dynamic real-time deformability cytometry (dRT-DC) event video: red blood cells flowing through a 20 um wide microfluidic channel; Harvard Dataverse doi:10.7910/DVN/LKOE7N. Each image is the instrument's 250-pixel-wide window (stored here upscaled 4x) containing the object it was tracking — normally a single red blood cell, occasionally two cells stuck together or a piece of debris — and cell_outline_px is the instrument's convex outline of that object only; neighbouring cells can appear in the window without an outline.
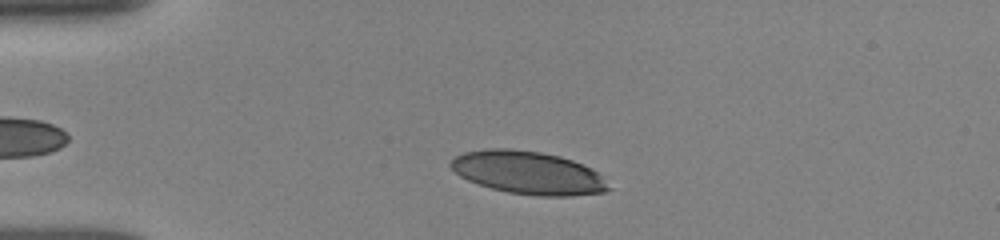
{"species": "human", "species_latin": "Homo sapiens", "temperature_condition": "room temperature", "stored_images_in_passage": 40, "camera_frame_rate_fps": 3000, "um_per_image_px": 0.085, "donor": {"sex": "female"}, "frame": {"image": 1, "passage_image": 8, "time_ms": 2.0, "image_size_px": [1000, 240], "cell_outline_px": [[612, 188], [604, 192], [572, 196], [536, 196], [508, 192], [492, 188], [468, 180], [460, 176], [448, 164], [456, 156], [464, 152], [488, 148], [508, 148], [540, 152], [560, 156], [572, 160], [592, 168]], "centroid_in_image_um": [44.9, 14.68], "position_along_channel_um": 40.1, "area_um2": 39.36}}
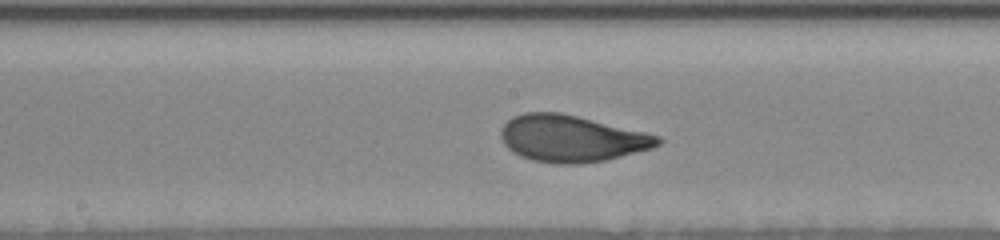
{"frame": {"image": 2, "passage_image": 26, "time_ms": 7.0, "image_size_px": [1000, 240], "cell_outline_px": [[664, 140], [660, 144], [652, 148], [608, 160], [580, 164], [560, 164], [532, 160], [520, 156], [508, 148], [504, 144], [500, 136], [500, 132], [504, 124], [512, 116], [524, 112], [560, 112], [644, 132], [660, 136]], "centroid_in_image_um": [48.57, 11.78], "position_along_channel_um": 199.6, "area_um2": 42.71}}
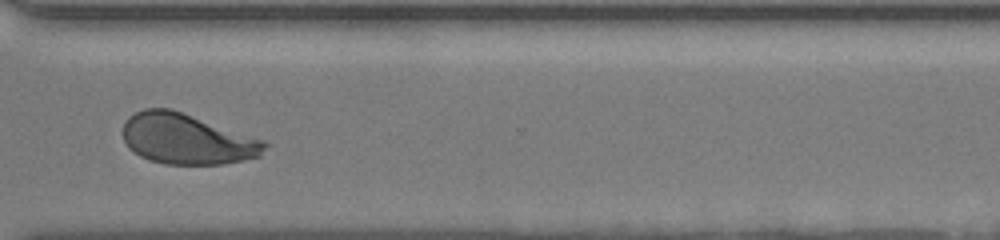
{"frame": {"image": 3, "passage_image": 39, "time_ms": 11.0, "image_size_px": [1000, 240], "cell_outline_px": [[268, 144], [260, 156], [224, 164], [164, 164], [140, 156], [128, 148], [120, 132], [124, 120], [128, 116], [144, 108], [172, 108], [268, 140]], "centroid_in_image_um": [15.89, 11.79], "position_along_channel_um": 354.7, "area_um2": 42.54}}